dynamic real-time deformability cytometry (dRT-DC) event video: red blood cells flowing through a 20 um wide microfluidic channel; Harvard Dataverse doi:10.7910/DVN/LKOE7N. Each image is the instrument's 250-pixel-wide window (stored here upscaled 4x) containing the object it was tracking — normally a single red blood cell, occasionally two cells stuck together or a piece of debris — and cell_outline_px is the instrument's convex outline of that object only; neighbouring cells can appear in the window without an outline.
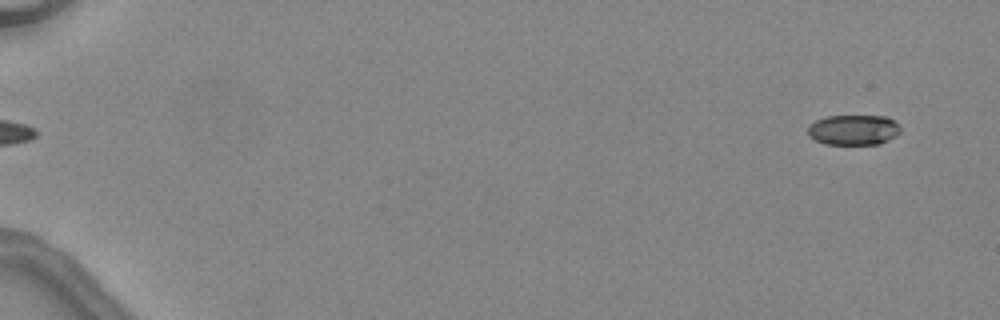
{"species": "common noctule bat (a hibernating species)", "species_latin": "Nyctalus noctula", "temperature_condition": "warm", "stored_images_in_passage": 4, "segment_of_instrument_passage": [2, 2], "camera_frame_rate_fps": 3000, "um_per_image_px": 0.085, "animal": {"sex": "female", "body_mass_g": 24.6, "forearm_length_mm": 56.2}, "frame": {"image": 1, "passage_image": 4, "time_ms": 3.333, "image_size_px": [1000, 320], "cell_outline_px": [[900, 132], [896, 136], [880, 144], [824, 144], [808, 136], [808, 128], [816, 120], [828, 116], [888, 116], [900, 128]], "centroid_in_image_um": [72.55, 11.04], "position_along_channel_um": 12.4, "area_um2": 16.24}}